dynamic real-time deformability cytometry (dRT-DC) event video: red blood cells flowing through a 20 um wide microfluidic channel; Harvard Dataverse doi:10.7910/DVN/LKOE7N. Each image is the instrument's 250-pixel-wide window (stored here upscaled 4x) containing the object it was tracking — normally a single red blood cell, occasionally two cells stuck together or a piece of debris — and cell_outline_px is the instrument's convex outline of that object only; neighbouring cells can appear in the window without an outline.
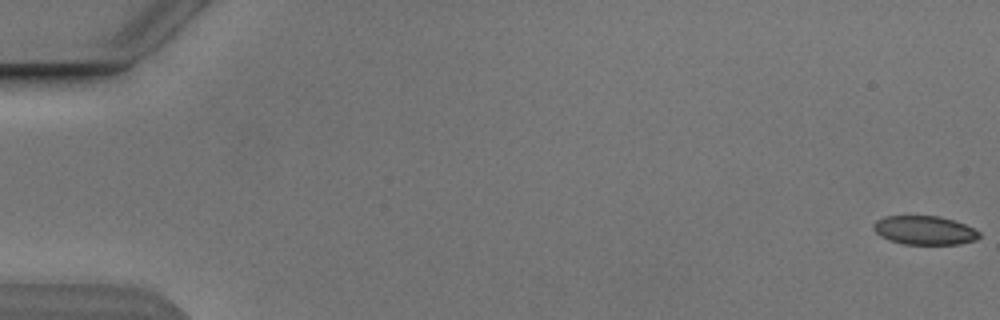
{"species": "Egyptian fruit bat (a non-hibernating species)", "species_latin": "Rousettus aegyptiacus", "temperature_condition": "cold", "stored_images_in_passage": 4, "camera_frame_rate_fps": 3000, "um_per_image_px": 0.085, "animal": {"sex": "male"}, "frame": {"image": 1, "passage_image": 1, "time_ms": 0.0, "image_size_px": [1000, 320], "cell_outline_px": [[980, 236], [976, 240], [960, 244], [904, 244], [888, 240], [880, 236], [872, 228], [872, 224], [876, 220], [884, 216], [940, 216], [964, 224], [980, 232]], "centroid_in_image_um": [78.55, 19.57], "position_along_channel_um": 6.4, "area_um2": 17.8}}